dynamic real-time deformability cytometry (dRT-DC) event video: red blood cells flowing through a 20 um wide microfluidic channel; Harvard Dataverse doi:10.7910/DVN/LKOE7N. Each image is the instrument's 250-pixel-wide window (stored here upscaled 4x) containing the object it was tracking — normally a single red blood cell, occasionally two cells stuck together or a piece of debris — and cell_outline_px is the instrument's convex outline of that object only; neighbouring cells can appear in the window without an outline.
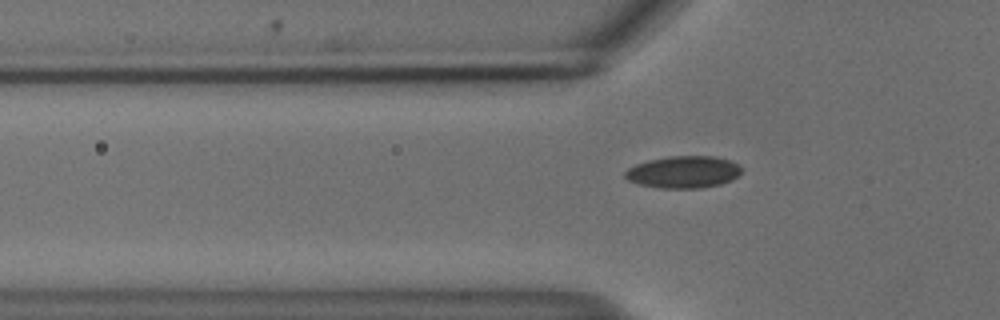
{"species": "common noctule bat (a hibernating species)", "species_latin": "Nyctalus noctula", "temperature_condition": "cold", "stored_images_in_passage": 42, "camera_frame_rate_fps": 3000, "um_per_image_px": 0.085, "animal": {"sex": "male", "body_mass_g": 18.8}, "frame": {"image": 1, "passage_image": 6, "time_ms": 1.667, "image_size_px": [1000, 320], "cell_outline_px": [[740, 172], [732, 180], [720, 184], [700, 188], [660, 188], [640, 184], [628, 180], [624, 176], [624, 172], [628, 168], [636, 164], [648, 160], [672, 156], [712, 156], [728, 160], [736, 164], [740, 168]], "centroid_in_image_um": [58.05, 14.62], "position_along_channel_um": 67.7, "area_um2": 21.5}}
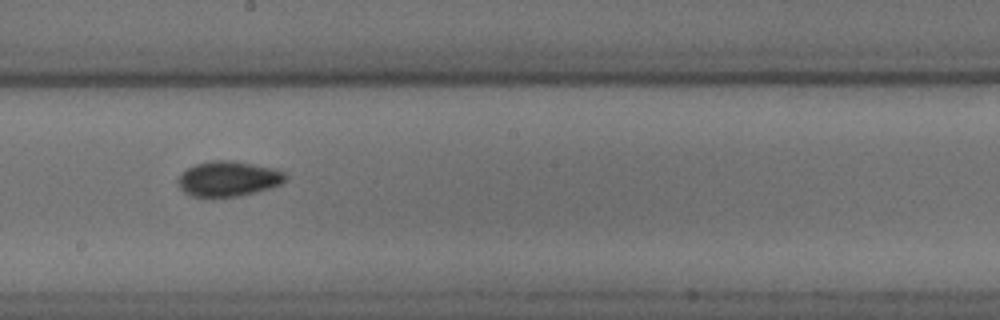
{"frame": {"image": 2, "passage_image": 19, "time_ms": 6.0, "image_size_px": [1000, 320], "cell_outline_px": [[288, 176], [280, 184], [272, 188], [240, 196], [192, 196], [184, 192], [180, 188], [176, 180], [188, 168], [196, 164], [212, 160], [236, 160], [276, 168], [288, 172]], "centroid_in_image_um": [19.47, 15.17], "position_along_channel_um": 228.7, "area_um2": 22.25}}
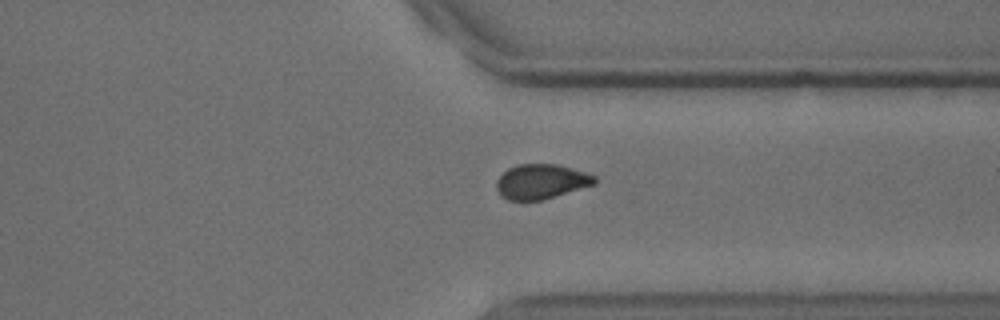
{"frame": {"image": 3, "passage_image": 30, "time_ms": 9.667, "image_size_px": [1000, 320], "cell_outline_px": [[596, 184], [540, 200], [508, 200], [500, 196], [496, 188], [496, 180], [508, 168], [516, 164], [556, 164], [572, 168], [596, 176]], "centroid_in_image_um": [45.97, 15.42], "position_along_channel_um": 365.4, "area_um2": 19.83}}